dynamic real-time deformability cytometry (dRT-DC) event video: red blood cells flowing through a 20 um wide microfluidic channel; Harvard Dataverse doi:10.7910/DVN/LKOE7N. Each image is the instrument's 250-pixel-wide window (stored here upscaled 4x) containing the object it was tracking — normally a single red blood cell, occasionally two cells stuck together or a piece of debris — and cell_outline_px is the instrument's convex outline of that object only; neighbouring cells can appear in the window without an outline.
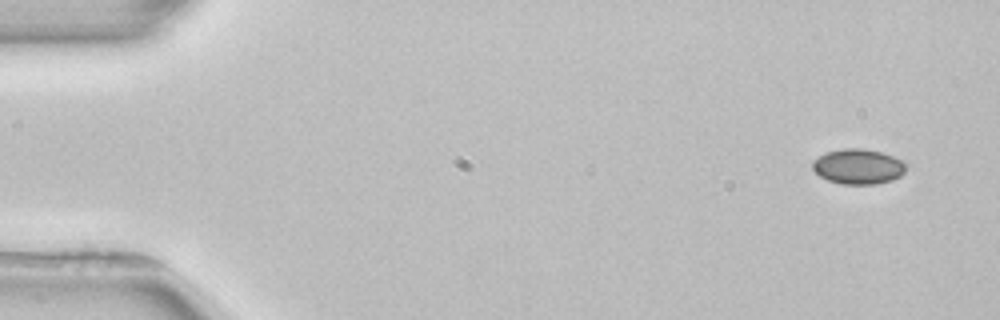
{"species": "common noctule bat (a hibernating species)", "species_latin": "Nyctalus noctula", "temperature_condition": "room temperature", "stored_images_in_passage": 3, "camera_frame_rate_fps": 3000, "um_per_image_px": 0.085, "animal": {"sex": "female", "body_mass_g": 22.7, "forearm_length_mm": 54.2}, "frame": {"image": 1, "passage_image": 1, "time_ms": 0.0, "image_size_px": [1000, 320], "cell_outline_px": [[904, 172], [900, 176], [892, 180], [876, 184], [840, 184], [828, 180], [820, 176], [812, 168], [812, 160], [828, 152], [844, 148], [864, 148], [880, 152], [892, 156], [900, 160], [904, 164]], "centroid_in_image_um": [72.91, 14.16], "position_along_channel_um": 12.1, "area_um2": 18.96}}
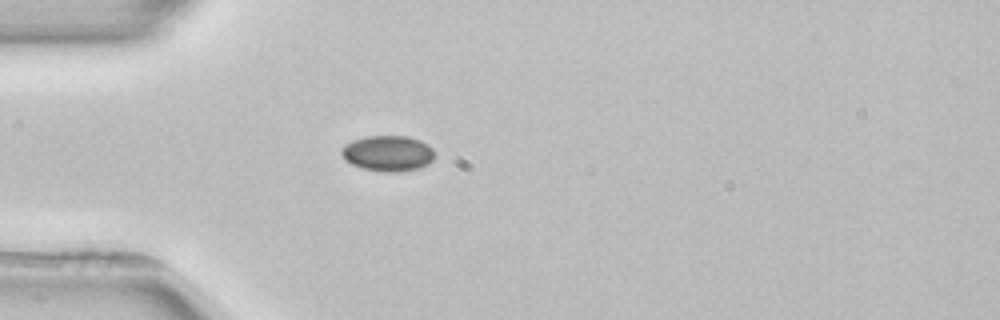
{"frame": {"image": 2, "passage_image": 3, "time_ms": 4.0, "image_size_px": [1000, 320], "cell_outline_px": [[432, 160], [428, 164], [416, 168], [392, 172], [384, 172], [364, 168], [352, 164], [344, 160], [340, 152], [340, 148], [344, 144], [352, 140], [364, 136], [408, 136], [420, 140], [428, 144], [432, 148]], "centroid_in_image_um": [32.91, 13.01], "position_along_channel_um": 52.1, "area_um2": 19.31}}